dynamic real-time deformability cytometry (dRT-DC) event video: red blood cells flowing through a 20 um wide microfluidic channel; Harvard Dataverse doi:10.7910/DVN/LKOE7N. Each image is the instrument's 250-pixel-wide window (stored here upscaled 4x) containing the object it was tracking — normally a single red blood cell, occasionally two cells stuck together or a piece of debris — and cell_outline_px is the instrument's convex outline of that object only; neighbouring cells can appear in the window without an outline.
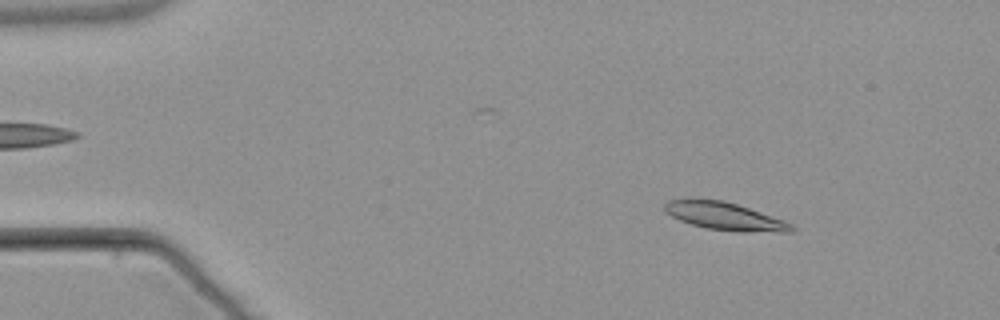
{"species": "common noctule bat (a hibernating species)", "species_latin": "Nyctalus noctula", "temperature_condition": "warm", "stored_images_in_passage": 4, "camera_frame_rate_fps": 3000, "um_per_image_px": 0.085, "animal": {"sex": "male", "body_mass_g": 21.5, "forearm_length_mm": 52.0}, "frame": {"image": 1, "passage_image": 1, "time_ms": 0.0, "image_size_px": [1000, 320], "cell_outline_px": [[796, 228], [792, 232], [740, 232], [708, 228], [692, 224], [680, 220], [664, 212], [664, 204], [668, 200], [688, 196], [724, 200], [784, 220], [792, 224]], "centroid_in_image_um": [61.54, 18.34], "position_along_channel_um": 23.5, "area_um2": 20.98}}
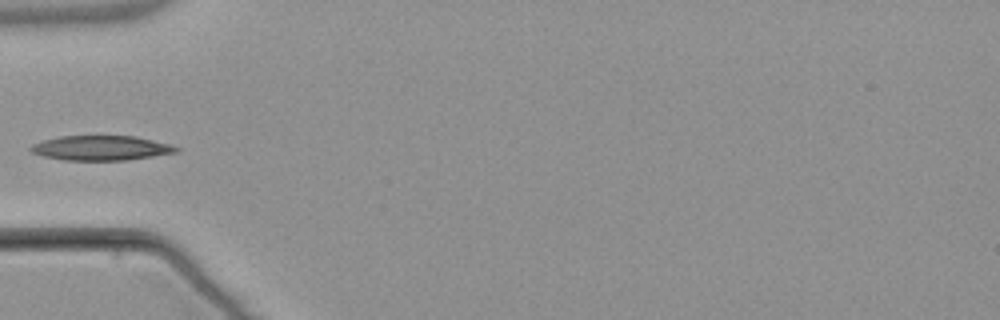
{"frame": {"image": 2, "passage_image": 4, "time_ms": 3.667, "image_size_px": [1000, 320], "cell_outline_px": [[180, 152], [124, 160], [64, 160], [44, 156], [32, 152], [28, 148], [32, 144], [44, 140], [60, 136], [136, 136], [172, 144], [180, 148]], "centroid_in_image_um": [8.63, 12.57], "position_along_channel_um": 76.4, "area_um2": 20.98}}